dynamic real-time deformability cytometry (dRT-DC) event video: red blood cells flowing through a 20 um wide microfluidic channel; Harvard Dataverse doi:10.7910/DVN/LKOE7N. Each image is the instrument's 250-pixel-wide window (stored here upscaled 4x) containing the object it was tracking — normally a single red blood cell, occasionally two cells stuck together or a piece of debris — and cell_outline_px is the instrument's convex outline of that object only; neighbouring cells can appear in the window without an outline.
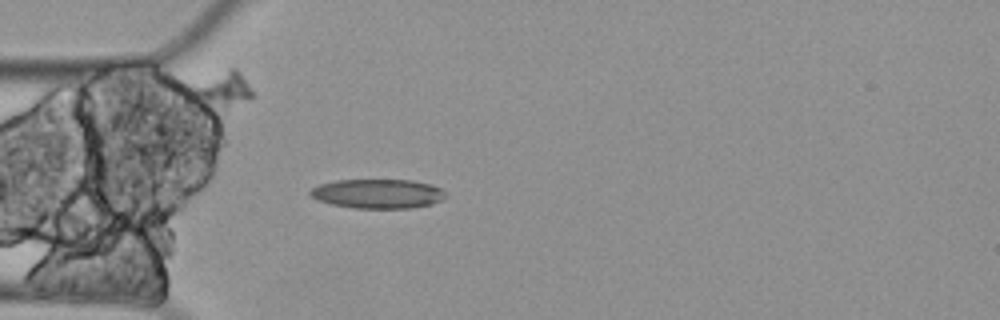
{"species": "Egyptian fruit bat (a non-hibernating species)", "species_latin": "Rousettus aegyptiacus", "temperature_condition": "cold", "stored_images_in_passage": 59, "camera_frame_rate_fps": 3000, "um_per_image_px": 0.085, "animal": {"sex": "female"}, "frame": {"image": 1, "passage_image": 17, "time_ms": 5.333, "image_size_px": [1000, 320], "cell_outline_px": [[448, 196], [432, 204], [412, 208], [352, 208], [332, 204], [316, 200], [308, 192], [312, 188], [320, 184], [336, 180], [412, 180], [432, 184], [440, 188]], "centroid_in_image_um": [32.12, 16.46], "position_along_channel_um": 52.9, "area_um2": 23.24}}
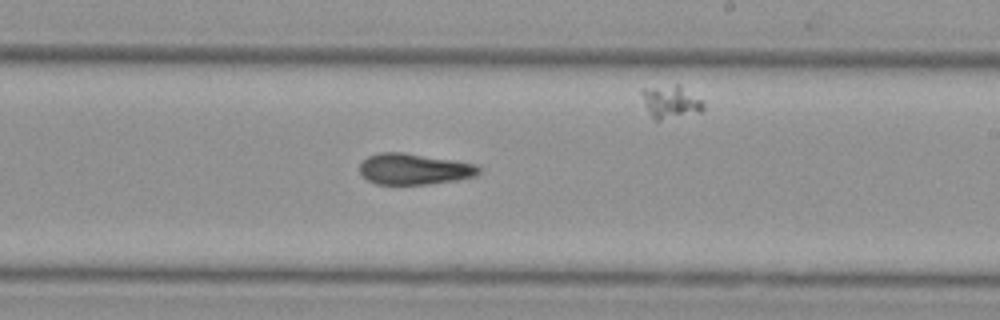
{"frame": {"image": 2, "passage_image": 35, "time_ms": 11.333, "image_size_px": [1000, 320], "cell_outline_px": [[480, 172], [476, 176], [456, 180], [428, 184], [376, 184], [368, 180], [360, 172], [360, 164], [368, 156], [380, 152], [404, 152], [476, 164], [480, 168]], "centroid_in_image_um": [35.2, 14.37], "position_along_channel_um": 253.8, "area_um2": 21.44}}
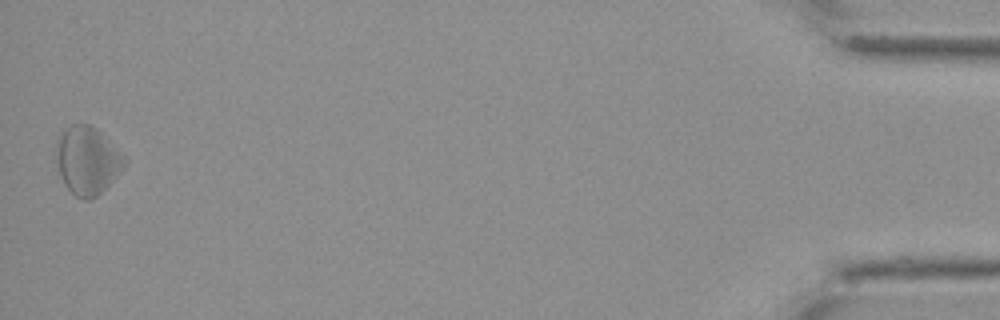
{"frame": {"image": 3, "passage_image": 59, "time_ms": 19.333, "image_size_px": [1000, 320], "cell_outline_px": [[128, 160], [124, 168], [96, 196], [88, 200], [84, 200], [76, 196], [64, 184], [60, 176], [56, 160], [56, 144], [60, 136], [72, 124], [88, 124], [96, 128]], "centroid_in_image_um": [7.42, 13.65], "position_along_channel_um": 427.8, "area_um2": 26.53}, "authors_computed_cell_mechanics": {"area_um2": 22.9466, "velocity_mm_per_s": 3.3052, "shape_relaxation_time_tau1_ms": 0.1807, "shape_relaxation_time_tau2_ms": null, "deformation_change_tau1": 0.0035, "deformation_change_tau2": null}}